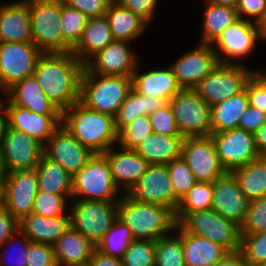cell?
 Masks as SVG:
<instances>
[{
  "label": "cell",
  "mask_w": 266,
  "mask_h": 266,
  "mask_svg": "<svg viewBox=\"0 0 266 266\" xmlns=\"http://www.w3.org/2000/svg\"><path fill=\"white\" fill-rule=\"evenodd\" d=\"M44 145L26 133L8 127L0 149L3 173L31 170L43 156Z\"/></svg>",
  "instance_id": "cell-12"
},
{
  "label": "cell",
  "mask_w": 266,
  "mask_h": 266,
  "mask_svg": "<svg viewBox=\"0 0 266 266\" xmlns=\"http://www.w3.org/2000/svg\"><path fill=\"white\" fill-rule=\"evenodd\" d=\"M4 103L0 100V149L3 145L7 129L9 127L8 114L4 107ZM4 107V109H3ZM4 112V113H3Z\"/></svg>",
  "instance_id": "cell-60"
},
{
  "label": "cell",
  "mask_w": 266,
  "mask_h": 266,
  "mask_svg": "<svg viewBox=\"0 0 266 266\" xmlns=\"http://www.w3.org/2000/svg\"><path fill=\"white\" fill-rule=\"evenodd\" d=\"M35 169L38 190L58 195H72L73 176L57 162L43 155Z\"/></svg>",
  "instance_id": "cell-36"
},
{
  "label": "cell",
  "mask_w": 266,
  "mask_h": 266,
  "mask_svg": "<svg viewBox=\"0 0 266 266\" xmlns=\"http://www.w3.org/2000/svg\"><path fill=\"white\" fill-rule=\"evenodd\" d=\"M43 52L33 42L0 43V91L32 76Z\"/></svg>",
  "instance_id": "cell-11"
},
{
  "label": "cell",
  "mask_w": 266,
  "mask_h": 266,
  "mask_svg": "<svg viewBox=\"0 0 266 266\" xmlns=\"http://www.w3.org/2000/svg\"><path fill=\"white\" fill-rule=\"evenodd\" d=\"M153 132L163 135H181L169 102L149 115Z\"/></svg>",
  "instance_id": "cell-49"
},
{
  "label": "cell",
  "mask_w": 266,
  "mask_h": 266,
  "mask_svg": "<svg viewBox=\"0 0 266 266\" xmlns=\"http://www.w3.org/2000/svg\"><path fill=\"white\" fill-rule=\"evenodd\" d=\"M128 195L136 201L169 207L174 212L180 200L176 197L166 165H149Z\"/></svg>",
  "instance_id": "cell-17"
},
{
  "label": "cell",
  "mask_w": 266,
  "mask_h": 266,
  "mask_svg": "<svg viewBox=\"0 0 266 266\" xmlns=\"http://www.w3.org/2000/svg\"><path fill=\"white\" fill-rule=\"evenodd\" d=\"M32 42L43 53L72 52L61 31V0H28Z\"/></svg>",
  "instance_id": "cell-5"
},
{
  "label": "cell",
  "mask_w": 266,
  "mask_h": 266,
  "mask_svg": "<svg viewBox=\"0 0 266 266\" xmlns=\"http://www.w3.org/2000/svg\"><path fill=\"white\" fill-rule=\"evenodd\" d=\"M70 227V213L44 217L32 212L19 222V231L31 242L50 245H53Z\"/></svg>",
  "instance_id": "cell-25"
},
{
  "label": "cell",
  "mask_w": 266,
  "mask_h": 266,
  "mask_svg": "<svg viewBox=\"0 0 266 266\" xmlns=\"http://www.w3.org/2000/svg\"><path fill=\"white\" fill-rule=\"evenodd\" d=\"M222 167L231 172L260 157L254 134L242 128L210 134Z\"/></svg>",
  "instance_id": "cell-14"
},
{
  "label": "cell",
  "mask_w": 266,
  "mask_h": 266,
  "mask_svg": "<svg viewBox=\"0 0 266 266\" xmlns=\"http://www.w3.org/2000/svg\"><path fill=\"white\" fill-rule=\"evenodd\" d=\"M83 146L62 124L44 144L43 155L57 162L72 176L81 171L94 155Z\"/></svg>",
  "instance_id": "cell-18"
},
{
  "label": "cell",
  "mask_w": 266,
  "mask_h": 266,
  "mask_svg": "<svg viewBox=\"0 0 266 266\" xmlns=\"http://www.w3.org/2000/svg\"><path fill=\"white\" fill-rule=\"evenodd\" d=\"M266 121V113L256 107L248 105L246 111L242 115L239 128L249 133L255 134Z\"/></svg>",
  "instance_id": "cell-54"
},
{
  "label": "cell",
  "mask_w": 266,
  "mask_h": 266,
  "mask_svg": "<svg viewBox=\"0 0 266 266\" xmlns=\"http://www.w3.org/2000/svg\"><path fill=\"white\" fill-rule=\"evenodd\" d=\"M256 25H257V29L259 31L261 39L266 40V8L264 10L262 18L258 21Z\"/></svg>",
  "instance_id": "cell-61"
},
{
  "label": "cell",
  "mask_w": 266,
  "mask_h": 266,
  "mask_svg": "<svg viewBox=\"0 0 266 266\" xmlns=\"http://www.w3.org/2000/svg\"><path fill=\"white\" fill-rule=\"evenodd\" d=\"M72 195H58L38 190L32 212L44 217H55L65 214L67 198Z\"/></svg>",
  "instance_id": "cell-46"
},
{
  "label": "cell",
  "mask_w": 266,
  "mask_h": 266,
  "mask_svg": "<svg viewBox=\"0 0 266 266\" xmlns=\"http://www.w3.org/2000/svg\"><path fill=\"white\" fill-rule=\"evenodd\" d=\"M167 103L163 98L140 95L134 89H131L115 116L118 132L135 119L146 115L149 116Z\"/></svg>",
  "instance_id": "cell-34"
},
{
  "label": "cell",
  "mask_w": 266,
  "mask_h": 266,
  "mask_svg": "<svg viewBox=\"0 0 266 266\" xmlns=\"http://www.w3.org/2000/svg\"><path fill=\"white\" fill-rule=\"evenodd\" d=\"M169 104L183 137L210 136L211 107L194 89H182Z\"/></svg>",
  "instance_id": "cell-10"
},
{
  "label": "cell",
  "mask_w": 266,
  "mask_h": 266,
  "mask_svg": "<svg viewBox=\"0 0 266 266\" xmlns=\"http://www.w3.org/2000/svg\"><path fill=\"white\" fill-rule=\"evenodd\" d=\"M183 139L182 135H163L153 132L134 150L150 165H166L181 157Z\"/></svg>",
  "instance_id": "cell-30"
},
{
  "label": "cell",
  "mask_w": 266,
  "mask_h": 266,
  "mask_svg": "<svg viewBox=\"0 0 266 266\" xmlns=\"http://www.w3.org/2000/svg\"><path fill=\"white\" fill-rule=\"evenodd\" d=\"M3 207L20 222L32 213L38 179L36 169L15 171L3 176Z\"/></svg>",
  "instance_id": "cell-16"
},
{
  "label": "cell",
  "mask_w": 266,
  "mask_h": 266,
  "mask_svg": "<svg viewBox=\"0 0 266 266\" xmlns=\"http://www.w3.org/2000/svg\"><path fill=\"white\" fill-rule=\"evenodd\" d=\"M26 266H58L53 245L30 242Z\"/></svg>",
  "instance_id": "cell-50"
},
{
  "label": "cell",
  "mask_w": 266,
  "mask_h": 266,
  "mask_svg": "<svg viewBox=\"0 0 266 266\" xmlns=\"http://www.w3.org/2000/svg\"><path fill=\"white\" fill-rule=\"evenodd\" d=\"M128 43L113 40L103 50L95 54L85 64V67L91 73L98 75L132 77L138 61Z\"/></svg>",
  "instance_id": "cell-20"
},
{
  "label": "cell",
  "mask_w": 266,
  "mask_h": 266,
  "mask_svg": "<svg viewBox=\"0 0 266 266\" xmlns=\"http://www.w3.org/2000/svg\"><path fill=\"white\" fill-rule=\"evenodd\" d=\"M19 235H21V237H22L21 239H23V240H21L20 238L18 239V242L20 243L19 244L20 251H19V253L17 252L18 253V255H17L18 257L16 258V261L15 262H12L11 264L8 263V264H10V265H8L6 260L8 258H10V257H7V259H5V258L8 255L6 253H8L9 251L8 252L5 251V253H4L5 257L0 254V266H26V262H27V250H28V245H29V243L31 241L23 233H21L20 231H18V236ZM11 259H12V257H11Z\"/></svg>",
  "instance_id": "cell-56"
},
{
  "label": "cell",
  "mask_w": 266,
  "mask_h": 266,
  "mask_svg": "<svg viewBox=\"0 0 266 266\" xmlns=\"http://www.w3.org/2000/svg\"><path fill=\"white\" fill-rule=\"evenodd\" d=\"M134 240L131 229L117 219L103 238L96 244V249L105 255L121 259L129 244Z\"/></svg>",
  "instance_id": "cell-38"
},
{
  "label": "cell",
  "mask_w": 266,
  "mask_h": 266,
  "mask_svg": "<svg viewBox=\"0 0 266 266\" xmlns=\"http://www.w3.org/2000/svg\"><path fill=\"white\" fill-rule=\"evenodd\" d=\"M181 157L197 182L213 183L227 172L219 161L211 136L184 137Z\"/></svg>",
  "instance_id": "cell-13"
},
{
  "label": "cell",
  "mask_w": 266,
  "mask_h": 266,
  "mask_svg": "<svg viewBox=\"0 0 266 266\" xmlns=\"http://www.w3.org/2000/svg\"><path fill=\"white\" fill-rule=\"evenodd\" d=\"M212 202V183L197 182L180 201L175 213H194L212 209Z\"/></svg>",
  "instance_id": "cell-40"
},
{
  "label": "cell",
  "mask_w": 266,
  "mask_h": 266,
  "mask_svg": "<svg viewBox=\"0 0 266 266\" xmlns=\"http://www.w3.org/2000/svg\"><path fill=\"white\" fill-rule=\"evenodd\" d=\"M177 224L187 232L225 247L229 252L241 249L240 226L213 209L194 213H175Z\"/></svg>",
  "instance_id": "cell-6"
},
{
  "label": "cell",
  "mask_w": 266,
  "mask_h": 266,
  "mask_svg": "<svg viewBox=\"0 0 266 266\" xmlns=\"http://www.w3.org/2000/svg\"><path fill=\"white\" fill-rule=\"evenodd\" d=\"M215 266H250L241 251L229 252Z\"/></svg>",
  "instance_id": "cell-58"
},
{
  "label": "cell",
  "mask_w": 266,
  "mask_h": 266,
  "mask_svg": "<svg viewBox=\"0 0 266 266\" xmlns=\"http://www.w3.org/2000/svg\"><path fill=\"white\" fill-rule=\"evenodd\" d=\"M259 40L261 37L256 23L239 18L230 24L211 46L217 55L219 64L232 65L236 64L232 59H244L252 53ZM220 52L225 56L222 57Z\"/></svg>",
  "instance_id": "cell-15"
},
{
  "label": "cell",
  "mask_w": 266,
  "mask_h": 266,
  "mask_svg": "<svg viewBox=\"0 0 266 266\" xmlns=\"http://www.w3.org/2000/svg\"><path fill=\"white\" fill-rule=\"evenodd\" d=\"M3 197H4V181H3V176H0V208L3 207Z\"/></svg>",
  "instance_id": "cell-63"
},
{
  "label": "cell",
  "mask_w": 266,
  "mask_h": 266,
  "mask_svg": "<svg viewBox=\"0 0 266 266\" xmlns=\"http://www.w3.org/2000/svg\"><path fill=\"white\" fill-rule=\"evenodd\" d=\"M240 226L241 236L266 231V196L250 201Z\"/></svg>",
  "instance_id": "cell-47"
},
{
  "label": "cell",
  "mask_w": 266,
  "mask_h": 266,
  "mask_svg": "<svg viewBox=\"0 0 266 266\" xmlns=\"http://www.w3.org/2000/svg\"><path fill=\"white\" fill-rule=\"evenodd\" d=\"M69 7L75 8L88 18L106 15L112 0H62Z\"/></svg>",
  "instance_id": "cell-51"
},
{
  "label": "cell",
  "mask_w": 266,
  "mask_h": 266,
  "mask_svg": "<svg viewBox=\"0 0 266 266\" xmlns=\"http://www.w3.org/2000/svg\"><path fill=\"white\" fill-rule=\"evenodd\" d=\"M123 266H156V246L153 240L134 239L124 252Z\"/></svg>",
  "instance_id": "cell-42"
},
{
  "label": "cell",
  "mask_w": 266,
  "mask_h": 266,
  "mask_svg": "<svg viewBox=\"0 0 266 266\" xmlns=\"http://www.w3.org/2000/svg\"><path fill=\"white\" fill-rule=\"evenodd\" d=\"M176 197L181 201L197 183L193 172L182 157L166 164Z\"/></svg>",
  "instance_id": "cell-43"
},
{
  "label": "cell",
  "mask_w": 266,
  "mask_h": 266,
  "mask_svg": "<svg viewBox=\"0 0 266 266\" xmlns=\"http://www.w3.org/2000/svg\"><path fill=\"white\" fill-rule=\"evenodd\" d=\"M90 266H123L121 259L103 254L95 249L89 262Z\"/></svg>",
  "instance_id": "cell-57"
},
{
  "label": "cell",
  "mask_w": 266,
  "mask_h": 266,
  "mask_svg": "<svg viewBox=\"0 0 266 266\" xmlns=\"http://www.w3.org/2000/svg\"><path fill=\"white\" fill-rule=\"evenodd\" d=\"M265 8L266 0H239L236 10L239 18L246 19L244 17L247 16V21L251 20L257 24L262 18Z\"/></svg>",
  "instance_id": "cell-53"
},
{
  "label": "cell",
  "mask_w": 266,
  "mask_h": 266,
  "mask_svg": "<svg viewBox=\"0 0 266 266\" xmlns=\"http://www.w3.org/2000/svg\"><path fill=\"white\" fill-rule=\"evenodd\" d=\"M212 186V209L222 217L240 225L247 213L250 200L241 191L232 173L226 172L215 180Z\"/></svg>",
  "instance_id": "cell-22"
},
{
  "label": "cell",
  "mask_w": 266,
  "mask_h": 266,
  "mask_svg": "<svg viewBox=\"0 0 266 266\" xmlns=\"http://www.w3.org/2000/svg\"><path fill=\"white\" fill-rule=\"evenodd\" d=\"M254 72L240 63L218 64L199 82L194 90L212 107L242 92Z\"/></svg>",
  "instance_id": "cell-9"
},
{
  "label": "cell",
  "mask_w": 266,
  "mask_h": 266,
  "mask_svg": "<svg viewBox=\"0 0 266 266\" xmlns=\"http://www.w3.org/2000/svg\"><path fill=\"white\" fill-rule=\"evenodd\" d=\"M13 104L38 114H62V111L43 93L34 75L25 77L5 93Z\"/></svg>",
  "instance_id": "cell-26"
},
{
  "label": "cell",
  "mask_w": 266,
  "mask_h": 266,
  "mask_svg": "<svg viewBox=\"0 0 266 266\" xmlns=\"http://www.w3.org/2000/svg\"><path fill=\"white\" fill-rule=\"evenodd\" d=\"M118 190L106 156L95 153L83 169L73 175L71 197L88 201L118 202L119 200L114 199Z\"/></svg>",
  "instance_id": "cell-7"
},
{
  "label": "cell",
  "mask_w": 266,
  "mask_h": 266,
  "mask_svg": "<svg viewBox=\"0 0 266 266\" xmlns=\"http://www.w3.org/2000/svg\"><path fill=\"white\" fill-rule=\"evenodd\" d=\"M28 0L0 6V43L32 42Z\"/></svg>",
  "instance_id": "cell-24"
},
{
  "label": "cell",
  "mask_w": 266,
  "mask_h": 266,
  "mask_svg": "<svg viewBox=\"0 0 266 266\" xmlns=\"http://www.w3.org/2000/svg\"><path fill=\"white\" fill-rule=\"evenodd\" d=\"M151 133L153 129L149 116L139 117L119 132L118 145L134 150Z\"/></svg>",
  "instance_id": "cell-44"
},
{
  "label": "cell",
  "mask_w": 266,
  "mask_h": 266,
  "mask_svg": "<svg viewBox=\"0 0 266 266\" xmlns=\"http://www.w3.org/2000/svg\"><path fill=\"white\" fill-rule=\"evenodd\" d=\"M156 266H186L181 237L164 236L155 241Z\"/></svg>",
  "instance_id": "cell-41"
},
{
  "label": "cell",
  "mask_w": 266,
  "mask_h": 266,
  "mask_svg": "<svg viewBox=\"0 0 266 266\" xmlns=\"http://www.w3.org/2000/svg\"><path fill=\"white\" fill-rule=\"evenodd\" d=\"M175 229L182 239L186 266H215L229 253L220 244L187 232L180 224Z\"/></svg>",
  "instance_id": "cell-27"
},
{
  "label": "cell",
  "mask_w": 266,
  "mask_h": 266,
  "mask_svg": "<svg viewBox=\"0 0 266 266\" xmlns=\"http://www.w3.org/2000/svg\"><path fill=\"white\" fill-rule=\"evenodd\" d=\"M131 89L132 77L98 75L85 67L81 77L80 102L91 110L115 117Z\"/></svg>",
  "instance_id": "cell-4"
},
{
  "label": "cell",
  "mask_w": 266,
  "mask_h": 266,
  "mask_svg": "<svg viewBox=\"0 0 266 266\" xmlns=\"http://www.w3.org/2000/svg\"><path fill=\"white\" fill-rule=\"evenodd\" d=\"M249 105L266 113V71H255L246 83Z\"/></svg>",
  "instance_id": "cell-48"
},
{
  "label": "cell",
  "mask_w": 266,
  "mask_h": 266,
  "mask_svg": "<svg viewBox=\"0 0 266 266\" xmlns=\"http://www.w3.org/2000/svg\"><path fill=\"white\" fill-rule=\"evenodd\" d=\"M202 25V44H212L232 23L239 19L236 8L219 6L207 2Z\"/></svg>",
  "instance_id": "cell-37"
},
{
  "label": "cell",
  "mask_w": 266,
  "mask_h": 266,
  "mask_svg": "<svg viewBox=\"0 0 266 266\" xmlns=\"http://www.w3.org/2000/svg\"><path fill=\"white\" fill-rule=\"evenodd\" d=\"M114 40L133 41L145 31L147 22L118 1H112L106 12Z\"/></svg>",
  "instance_id": "cell-32"
},
{
  "label": "cell",
  "mask_w": 266,
  "mask_h": 266,
  "mask_svg": "<svg viewBox=\"0 0 266 266\" xmlns=\"http://www.w3.org/2000/svg\"><path fill=\"white\" fill-rule=\"evenodd\" d=\"M73 200L71 227L96 245L118 219V202Z\"/></svg>",
  "instance_id": "cell-8"
},
{
  "label": "cell",
  "mask_w": 266,
  "mask_h": 266,
  "mask_svg": "<svg viewBox=\"0 0 266 266\" xmlns=\"http://www.w3.org/2000/svg\"><path fill=\"white\" fill-rule=\"evenodd\" d=\"M118 219L126 224L134 239L156 241L175 229V212L169 207L143 203L125 193L118 201Z\"/></svg>",
  "instance_id": "cell-3"
},
{
  "label": "cell",
  "mask_w": 266,
  "mask_h": 266,
  "mask_svg": "<svg viewBox=\"0 0 266 266\" xmlns=\"http://www.w3.org/2000/svg\"><path fill=\"white\" fill-rule=\"evenodd\" d=\"M240 251L250 266H263L266 263V231L243 235Z\"/></svg>",
  "instance_id": "cell-45"
},
{
  "label": "cell",
  "mask_w": 266,
  "mask_h": 266,
  "mask_svg": "<svg viewBox=\"0 0 266 266\" xmlns=\"http://www.w3.org/2000/svg\"><path fill=\"white\" fill-rule=\"evenodd\" d=\"M132 89L144 96H156L167 102L182 90L171 67L151 70L140 74L136 70L132 74Z\"/></svg>",
  "instance_id": "cell-29"
},
{
  "label": "cell",
  "mask_w": 266,
  "mask_h": 266,
  "mask_svg": "<svg viewBox=\"0 0 266 266\" xmlns=\"http://www.w3.org/2000/svg\"><path fill=\"white\" fill-rule=\"evenodd\" d=\"M231 173L250 201L266 196V156L235 168Z\"/></svg>",
  "instance_id": "cell-35"
},
{
  "label": "cell",
  "mask_w": 266,
  "mask_h": 266,
  "mask_svg": "<svg viewBox=\"0 0 266 266\" xmlns=\"http://www.w3.org/2000/svg\"><path fill=\"white\" fill-rule=\"evenodd\" d=\"M255 146L260 156H266V121L254 134Z\"/></svg>",
  "instance_id": "cell-59"
},
{
  "label": "cell",
  "mask_w": 266,
  "mask_h": 266,
  "mask_svg": "<svg viewBox=\"0 0 266 266\" xmlns=\"http://www.w3.org/2000/svg\"><path fill=\"white\" fill-rule=\"evenodd\" d=\"M61 31L64 41L74 49L80 42L88 17L61 0Z\"/></svg>",
  "instance_id": "cell-39"
},
{
  "label": "cell",
  "mask_w": 266,
  "mask_h": 266,
  "mask_svg": "<svg viewBox=\"0 0 266 266\" xmlns=\"http://www.w3.org/2000/svg\"><path fill=\"white\" fill-rule=\"evenodd\" d=\"M19 222L4 208H0V248L9 246L18 238Z\"/></svg>",
  "instance_id": "cell-52"
},
{
  "label": "cell",
  "mask_w": 266,
  "mask_h": 266,
  "mask_svg": "<svg viewBox=\"0 0 266 266\" xmlns=\"http://www.w3.org/2000/svg\"><path fill=\"white\" fill-rule=\"evenodd\" d=\"M2 103H6L9 127L26 133L43 145L61 125L62 114H38L11 103L7 98Z\"/></svg>",
  "instance_id": "cell-21"
},
{
  "label": "cell",
  "mask_w": 266,
  "mask_h": 266,
  "mask_svg": "<svg viewBox=\"0 0 266 266\" xmlns=\"http://www.w3.org/2000/svg\"><path fill=\"white\" fill-rule=\"evenodd\" d=\"M249 105L246 88L211 107V133L239 128L242 115Z\"/></svg>",
  "instance_id": "cell-33"
},
{
  "label": "cell",
  "mask_w": 266,
  "mask_h": 266,
  "mask_svg": "<svg viewBox=\"0 0 266 266\" xmlns=\"http://www.w3.org/2000/svg\"><path fill=\"white\" fill-rule=\"evenodd\" d=\"M84 68L72 52L43 53L33 75L43 93L63 112L80 101Z\"/></svg>",
  "instance_id": "cell-1"
},
{
  "label": "cell",
  "mask_w": 266,
  "mask_h": 266,
  "mask_svg": "<svg viewBox=\"0 0 266 266\" xmlns=\"http://www.w3.org/2000/svg\"><path fill=\"white\" fill-rule=\"evenodd\" d=\"M103 154L106 156L115 185L119 191L120 188L125 189L126 194L136 185L150 165L132 149L122 148L120 152H116L111 147Z\"/></svg>",
  "instance_id": "cell-23"
},
{
  "label": "cell",
  "mask_w": 266,
  "mask_h": 266,
  "mask_svg": "<svg viewBox=\"0 0 266 266\" xmlns=\"http://www.w3.org/2000/svg\"><path fill=\"white\" fill-rule=\"evenodd\" d=\"M58 266L89 264L96 245L82 233L70 227L54 244Z\"/></svg>",
  "instance_id": "cell-28"
},
{
  "label": "cell",
  "mask_w": 266,
  "mask_h": 266,
  "mask_svg": "<svg viewBox=\"0 0 266 266\" xmlns=\"http://www.w3.org/2000/svg\"><path fill=\"white\" fill-rule=\"evenodd\" d=\"M0 176H4L3 170H2V166H1V157H0Z\"/></svg>",
  "instance_id": "cell-64"
},
{
  "label": "cell",
  "mask_w": 266,
  "mask_h": 266,
  "mask_svg": "<svg viewBox=\"0 0 266 266\" xmlns=\"http://www.w3.org/2000/svg\"><path fill=\"white\" fill-rule=\"evenodd\" d=\"M110 23L106 15L88 18L82 38L72 50L73 55L86 64L95 54L113 41Z\"/></svg>",
  "instance_id": "cell-31"
},
{
  "label": "cell",
  "mask_w": 266,
  "mask_h": 266,
  "mask_svg": "<svg viewBox=\"0 0 266 266\" xmlns=\"http://www.w3.org/2000/svg\"><path fill=\"white\" fill-rule=\"evenodd\" d=\"M61 124L93 153H105L118 143L115 117L91 110L80 101L62 112Z\"/></svg>",
  "instance_id": "cell-2"
},
{
  "label": "cell",
  "mask_w": 266,
  "mask_h": 266,
  "mask_svg": "<svg viewBox=\"0 0 266 266\" xmlns=\"http://www.w3.org/2000/svg\"><path fill=\"white\" fill-rule=\"evenodd\" d=\"M170 65L182 89H194L218 64L211 44H202Z\"/></svg>",
  "instance_id": "cell-19"
},
{
  "label": "cell",
  "mask_w": 266,
  "mask_h": 266,
  "mask_svg": "<svg viewBox=\"0 0 266 266\" xmlns=\"http://www.w3.org/2000/svg\"><path fill=\"white\" fill-rule=\"evenodd\" d=\"M209 3L219 5V6H227L236 8L239 0H207Z\"/></svg>",
  "instance_id": "cell-62"
},
{
  "label": "cell",
  "mask_w": 266,
  "mask_h": 266,
  "mask_svg": "<svg viewBox=\"0 0 266 266\" xmlns=\"http://www.w3.org/2000/svg\"><path fill=\"white\" fill-rule=\"evenodd\" d=\"M123 7L139 15L147 23L152 19L158 0H117Z\"/></svg>",
  "instance_id": "cell-55"
}]
</instances>
